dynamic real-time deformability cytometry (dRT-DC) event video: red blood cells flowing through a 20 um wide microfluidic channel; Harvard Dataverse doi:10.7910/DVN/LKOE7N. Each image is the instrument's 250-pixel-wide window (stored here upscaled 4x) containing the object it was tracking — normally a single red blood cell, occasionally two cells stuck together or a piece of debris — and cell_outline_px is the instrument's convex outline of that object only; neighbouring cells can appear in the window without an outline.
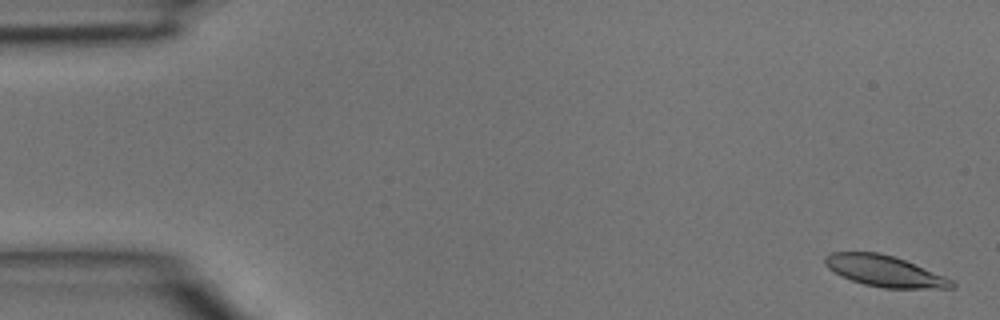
{"species": "common noctule bat (a hibernating species)", "species_latin": "Nyctalus noctula", "temperature_condition": "room temperature", "stored_images_in_passage": 4, "camera_frame_rate_fps": 3000, "um_per_image_px": 0.085, "animal": {"sex": "male", "body_mass_g": 15.6}, "frame": {"image": 1, "passage_image": 1, "time_ms": 0.0, "image_size_px": [1000, 320], "cell_outline_px": [[956, 288], [884, 288], [864, 284], [840, 276], [828, 268], [824, 264], [824, 256], [832, 252], [880, 252], [904, 260], [944, 276], [952, 280], [956, 284]], "centroid_in_image_um": [75.16, 23.04], "position_along_channel_um": 9.8, "area_um2": 22.83}}
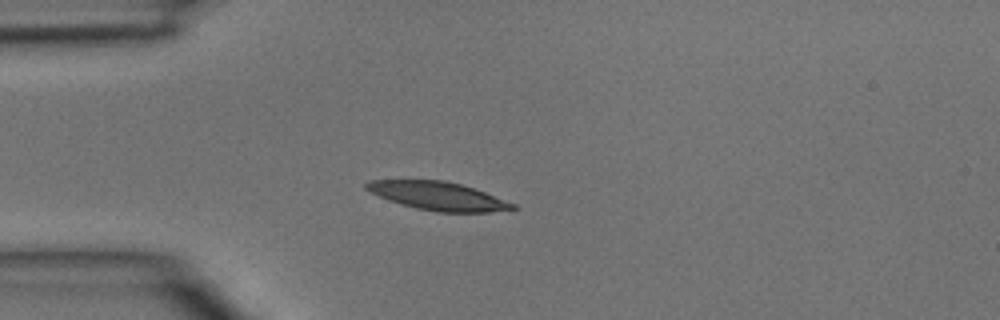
{"frame": {"image": 2, "passage_image": 4, "time_ms": 1.0, "image_size_px": [1000, 320], "cell_outline_px": [[520, 208], [488, 212], [436, 212], [416, 208], [400, 204], [388, 200], [364, 188], [364, 184], [368, 180], [444, 180], [460, 184], [484, 192], [516, 204]], "centroid_in_image_um": [37.22, 16.66], "position_along_channel_um": 47.8, "area_um2": 24.04}}